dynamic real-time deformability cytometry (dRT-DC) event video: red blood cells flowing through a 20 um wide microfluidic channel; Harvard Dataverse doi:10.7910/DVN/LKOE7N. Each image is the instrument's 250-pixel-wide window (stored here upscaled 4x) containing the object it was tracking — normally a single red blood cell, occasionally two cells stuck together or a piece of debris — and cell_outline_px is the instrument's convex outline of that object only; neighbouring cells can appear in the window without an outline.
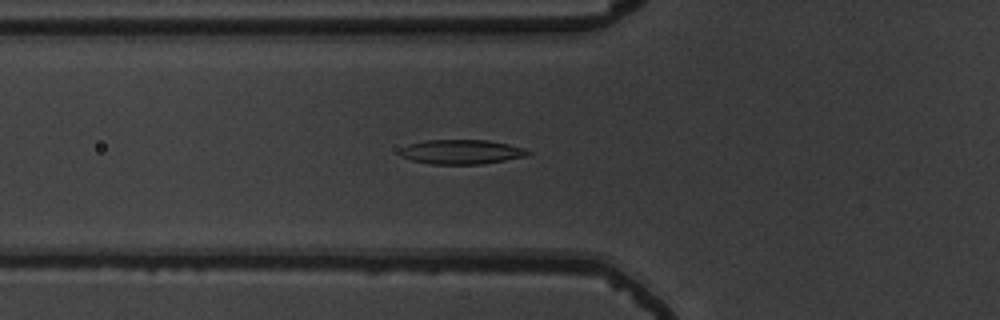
{"species": "common noctule bat (a hibernating species)", "species_latin": "Nyctalus noctula", "temperature_condition": "warm", "stored_images_in_passage": 38, "camera_frame_rate_fps": 3000, "um_per_image_px": 0.085, "animal": {"sex": "male", "body_mass_g": 19.5, "forearm_length_mm": 54.6}, "frame": {"image": 1, "passage_image": 4, "time_ms": 1.0, "image_size_px": [1000, 320], "cell_outline_px": [[532, 152], [528, 156], [480, 164], [428, 164], [412, 160], [400, 156], [400, 148], [408, 144], [424, 140], [488, 140], [508, 144], [524, 148]], "centroid_in_image_um": [39.21, 12.9], "position_along_channel_um": 86.6, "area_um2": 18.32}}
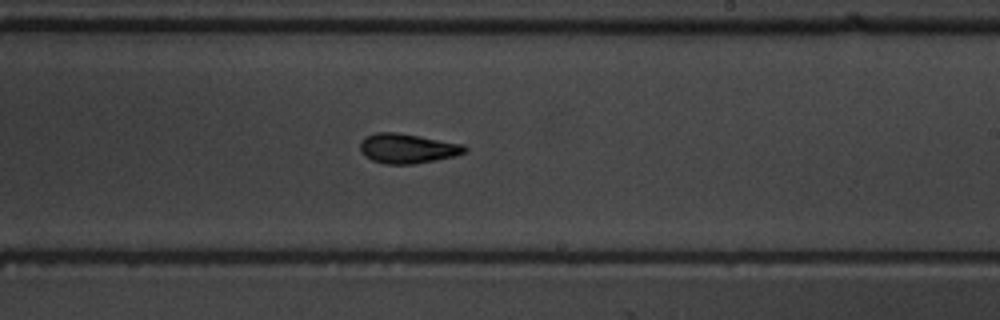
{"frame": {"image": 2, "passage_image": 17, "time_ms": 5.333, "image_size_px": [1000, 320], "cell_outline_px": [[468, 152], [456, 156], [436, 160], [412, 164], [384, 164], [372, 160], [364, 156], [360, 152], [360, 144], [364, 136], [376, 132], [396, 132], [420, 136], [464, 144], [468, 148]], "centroid_in_image_um": [34.64, 12.62], "position_along_channel_um": 254.4, "area_um2": 18.38}}
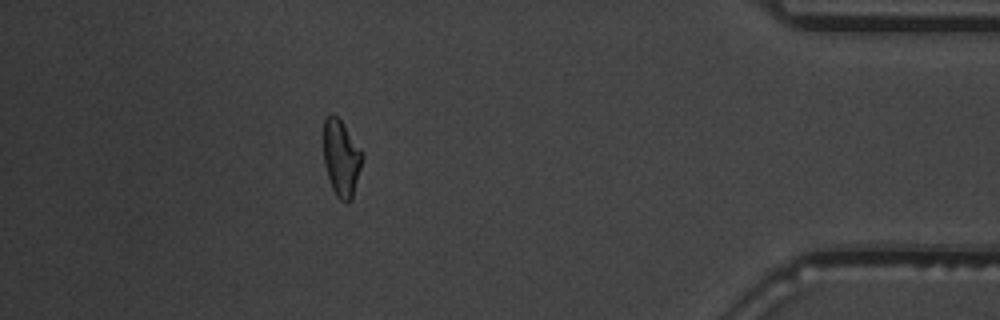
{"frame": {"image": 3, "passage_image": 32, "time_ms": 10.333, "image_size_px": [1000, 320], "cell_outline_px": [[364, 156], [352, 200], [340, 200], [336, 196], [332, 188], [324, 164], [324, 120], [332, 112], [344, 124], [364, 152]], "centroid_in_image_um": [29.03, 13.41], "position_along_channel_um": 406.2, "area_um2": 17.34}, "authors_computed_cell_mechanics": {"area_um2": 17.629, "velocity_mm_per_s": 3.8667, "shape_relaxation_time_tau1_ms": 3.7652, "shape_relaxation_time_tau2_ms": 3.0744, "deformation_change_tau1": 0.1518, "deformation_change_tau2": 0.0978}}